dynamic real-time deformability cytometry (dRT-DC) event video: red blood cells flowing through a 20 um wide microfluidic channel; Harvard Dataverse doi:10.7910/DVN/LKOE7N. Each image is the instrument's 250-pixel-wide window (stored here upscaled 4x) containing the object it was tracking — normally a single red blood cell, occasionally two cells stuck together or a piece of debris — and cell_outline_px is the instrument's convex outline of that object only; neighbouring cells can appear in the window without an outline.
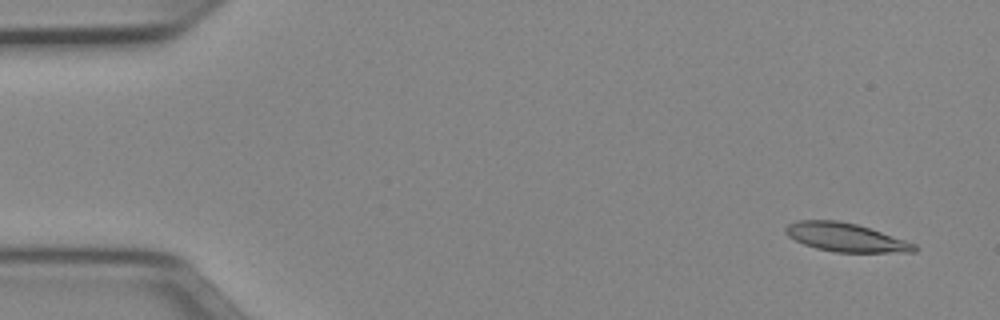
{"species": "Egyptian fruit bat (a non-hibernating species)", "species_latin": "Rousettus aegyptiacus", "temperature_condition": "cold", "stored_images_in_passage": 51, "camera_frame_rate_fps": 3000, "um_per_image_px": 0.085, "animal": {"sex": "female"}, "frame": {"image": 1, "passage_image": 3, "time_ms": 0.667, "image_size_px": [1000, 320], "cell_outline_px": [[916, 252], [836, 252], [816, 248], [804, 244], [788, 236], [784, 232], [784, 228], [788, 224], [796, 220], [840, 220], [856, 224], [916, 244]], "centroid_in_image_um": [71.83, 20.17], "position_along_channel_um": 13.2, "area_um2": 21.21}}
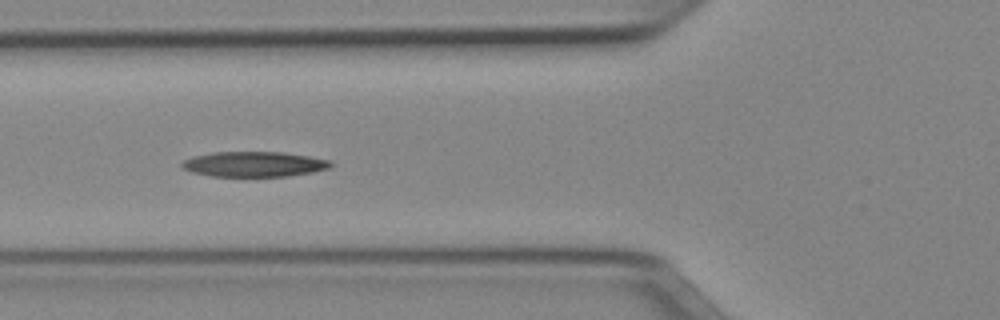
{"frame": {"image": 2, "passage_image": 19, "time_ms": 6.0, "image_size_px": [1000, 320], "cell_outline_px": [[336, 164], [328, 168], [312, 172], [288, 176], [212, 176], [192, 172], [184, 168], [180, 164], [184, 160], [192, 156], [212, 152], [284, 152], [332, 160]], "centroid_in_image_um": [21.63, 13.94], "position_along_channel_um": 104.2, "area_um2": 21.91}}
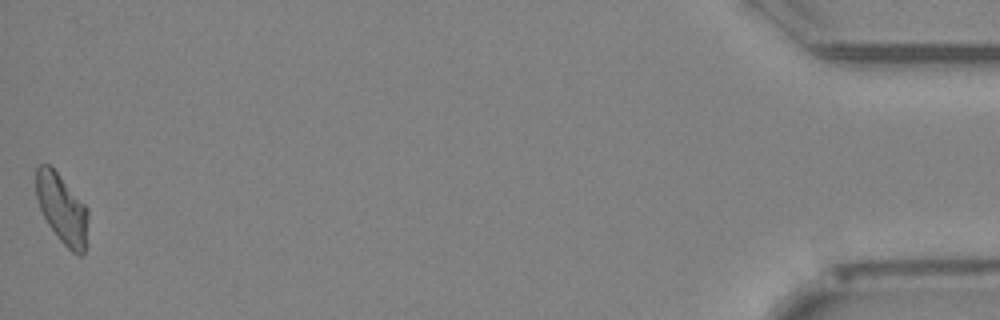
{"frame": {"image": 3, "passage_image": 51, "time_ms": 16.667, "image_size_px": [1000, 320], "cell_outline_px": [[88, 216], [84, 252], [80, 256], [76, 256], [56, 236], [48, 224], [40, 208], [36, 196], [36, 168], [40, 164], [48, 164], [56, 172], [88, 208]], "centroid_in_image_um": [5.26, 17.77], "position_along_channel_um": 429.9, "area_um2": 20.75}, "authors_computed_cell_mechanics": {"area_um2": 21.7328, "velocity_mm_per_s": 3.9425, "shape_relaxation_time_tau1_ms": 5.7084, "shape_relaxation_time_tau2_ms": 11.1869, "deformation_change_tau1": 0.1677, "deformation_change_tau2": 0.2268}}